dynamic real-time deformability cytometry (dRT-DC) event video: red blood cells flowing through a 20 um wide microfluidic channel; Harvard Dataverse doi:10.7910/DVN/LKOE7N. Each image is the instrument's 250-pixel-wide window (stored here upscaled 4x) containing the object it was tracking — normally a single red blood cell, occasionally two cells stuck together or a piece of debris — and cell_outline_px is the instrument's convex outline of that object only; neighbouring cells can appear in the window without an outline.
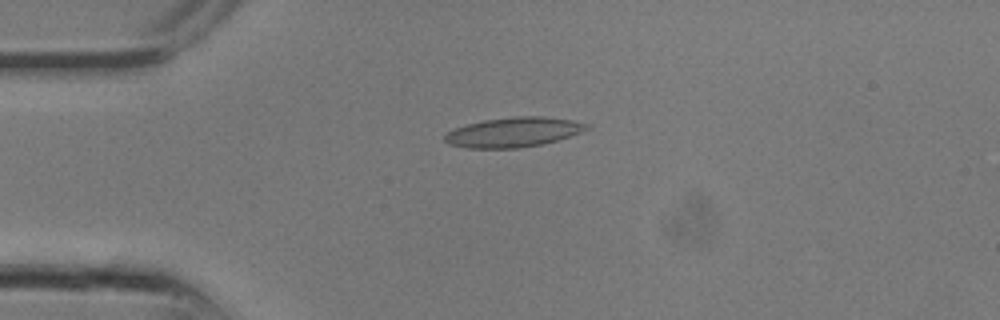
{"species": "common noctule bat (a hibernating species)", "species_latin": "Nyctalus noctula", "temperature_condition": "room temperature", "stored_images_in_passage": 14, "camera_frame_rate_fps": 3000, "um_per_image_px": 0.085, "animal": {"sex": "male", "body_mass_g": 13.3}, "frame": {"image": 1, "passage_image": 6, "time_ms": 1.667, "image_size_px": [1000, 320], "cell_outline_px": [[588, 128], [580, 132], [544, 144], [520, 148], [468, 148], [448, 144], [444, 140], [444, 136], [448, 132], [456, 128], [468, 124], [484, 120], [512, 116], [544, 116], [572, 120], [588, 124]], "centroid_in_image_um": [43.62, 11.23], "position_along_channel_um": 41.4, "area_um2": 24.45}}
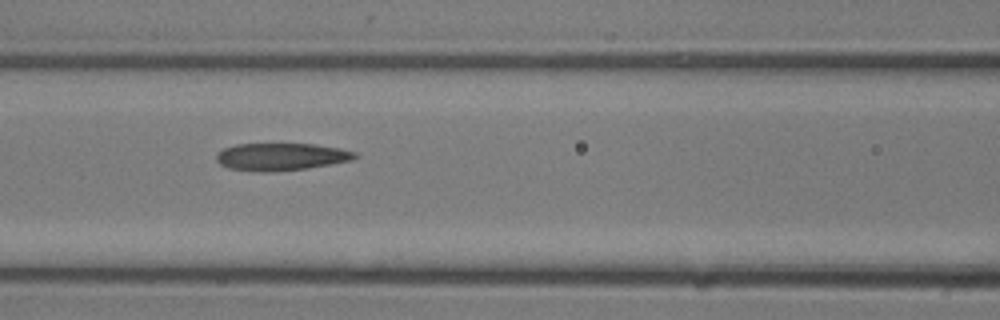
{"frame": {"image": 2, "passage_image": 11, "time_ms": 3.333, "image_size_px": [1000, 320], "cell_outline_px": [[360, 156], [352, 160], [332, 164], [308, 168], [272, 172], [256, 172], [228, 168], [220, 164], [216, 160], [216, 152], [224, 148], [236, 144], [316, 144], [340, 148], [356, 152]], "centroid_in_image_um": [23.9, 13.33], "position_along_channel_um": 142.7, "area_um2": 22.43}}
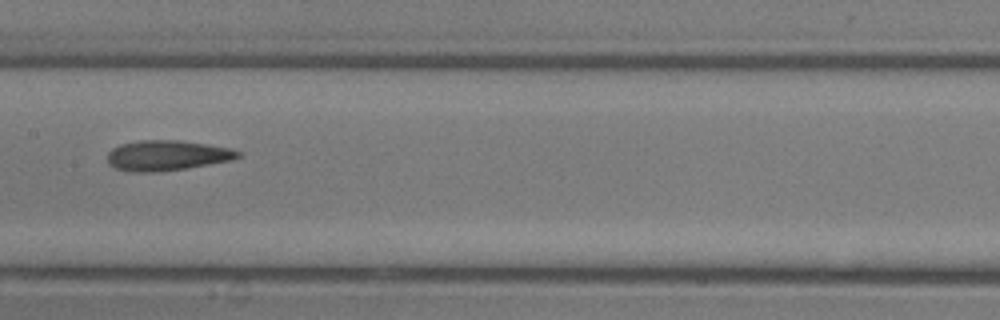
{"frame": {"image": 3, "passage_image": 13, "time_ms": 4.0, "image_size_px": [1000, 320], "cell_outline_px": [[240, 156], [232, 160], [188, 168], [152, 172], [132, 172], [116, 168], [108, 164], [108, 152], [112, 148], [120, 144], [140, 140], [180, 140], [232, 148], [240, 152]], "centroid_in_image_um": [14.19, 13.21], "position_along_channel_um": 193.2, "area_um2": 23.06}}